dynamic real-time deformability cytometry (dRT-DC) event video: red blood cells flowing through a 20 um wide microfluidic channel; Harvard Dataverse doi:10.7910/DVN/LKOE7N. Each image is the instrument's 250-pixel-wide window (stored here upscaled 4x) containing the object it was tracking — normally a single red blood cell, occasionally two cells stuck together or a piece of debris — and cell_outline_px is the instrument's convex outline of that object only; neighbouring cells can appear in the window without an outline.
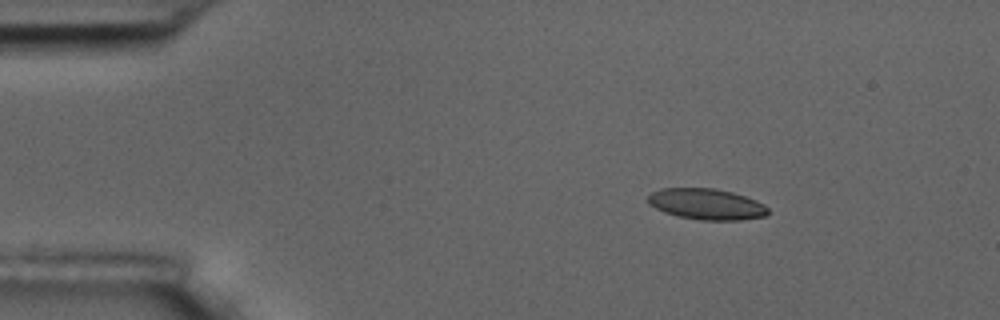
{"species": "common noctule bat (a hibernating species)", "species_latin": "Nyctalus noctula", "temperature_condition": "room temperature", "stored_images_in_passage": 5, "camera_frame_rate_fps": 3000, "um_per_image_px": 0.085, "animal": {"sex": "male", "body_mass_g": 17.5, "forearm_length_mm": 52.3}, "frame": {"image": 1, "passage_image": 2, "time_ms": 1.333, "image_size_px": [1000, 320], "cell_outline_px": [[768, 212], [764, 216], [740, 220], [700, 220], [676, 216], [664, 212], [648, 204], [648, 196], [652, 192], [660, 188], [716, 188], [732, 192], [756, 200], [764, 204], [768, 208]], "centroid_in_image_um": [60.03, 17.35], "position_along_channel_um": 25.0, "area_um2": 21.73}}
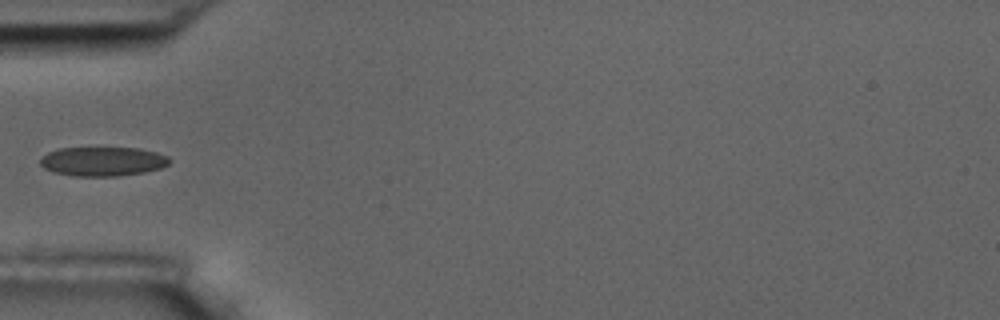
{"frame": {"image": 2, "passage_image": 5, "time_ms": 4.667, "image_size_px": [1000, 320], "cell_outline_px": [[172, 160], [168, 164], [160, 168], [144, 172], [116, 176], [72, 176], [52, 172], [44, 168], [40, 164], [40, 156], [48, 152], [60, 148], [140, 148], [156, 152], [168, 156]], "centroid_in_image_um": [8.71, 13.72], "position_along_channel_um": 76.3, "area_um2": 22.14}}